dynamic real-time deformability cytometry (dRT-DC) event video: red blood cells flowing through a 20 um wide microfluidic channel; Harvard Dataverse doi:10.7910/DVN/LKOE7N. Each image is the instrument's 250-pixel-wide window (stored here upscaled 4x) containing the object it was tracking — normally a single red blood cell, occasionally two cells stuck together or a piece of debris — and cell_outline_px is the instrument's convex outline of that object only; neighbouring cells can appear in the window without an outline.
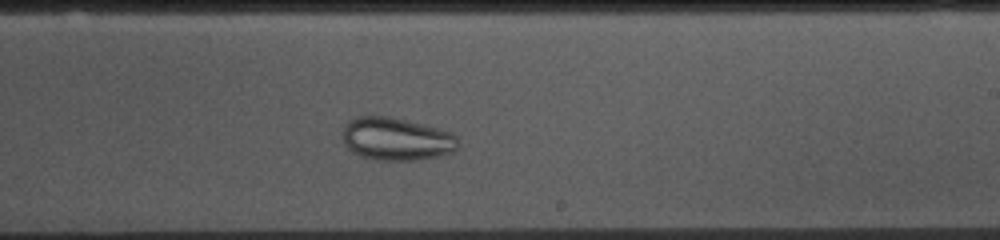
{"species": "common noctule bat (a hibernating species)", "species_latin": "Nyctalus noctula", "temperature_condition": "cold", "stored_images_in_passage": 42, "camera_frame_rate_fps": 3000, "um_per_image_px": 0.085, "animal": {"sex": "female", "body_mass_g": 10.0, "forearm_length_mm": 53.1}, "frame": {"image": 1, "passage_image": 27, "time_ms": 8.667, "image_size_px": [1000, 240], "cell_outline_px": [[456, 148], [452, 152], [440, 156], [416, 160], [376, 160], [360, 156], [352, 152], [344, 144], [344, 124], [348, 120], [356, 116], [388, 116], [424, 124], [452, 132], [456, 136]], "centroid_in_image_um": [33.67, 11.81], "position_along_channel_um": 255.3, "area_um2": 28.9}}
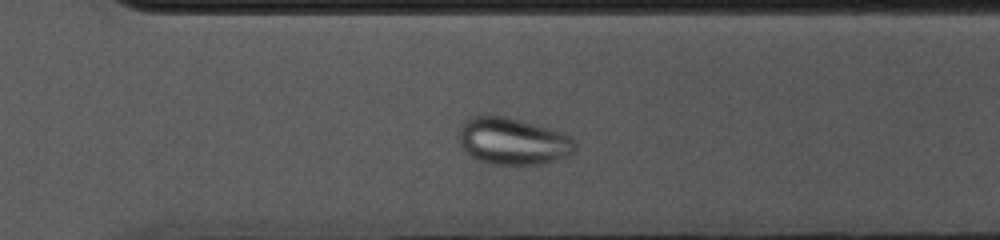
{"frame": {"image": 2, "passage_image": 33, "time_ms": 10.667, "image_size_px": [1000, 240], "cell_outline_px": [[576, 152], [568, 156], [556, 160], [540, 164], [496, 164], [480, 160], [472, 156], [460, 144], [456, 136], [464, 120], [472, 116], [508, 116], [564, 132], [572, 136], [576, 144]], "centroid_in_image_um": [43.63, 11.98], "position_along_channel_um": 327.0, "area_um2": 32.02}}
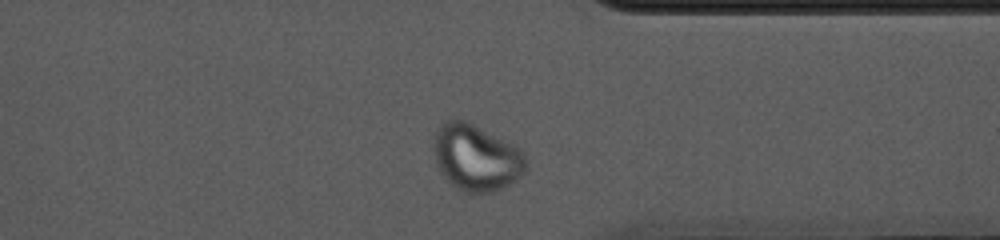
{"frame": {"image": 3, "passage_image": 37, "time_ms": 12.0, "image_size_px": [1000, 240], "cell_outline_px": [[528, 168], [520, 176], [508, 184], [492, 192], [464, 192], [456, 188], [444, 176], [436, 164], [432, 148], [432, 144], [436, 128], [444, 120], [468, 120], [512, 144], [524, 152], [528, 160]], "centroid_in_image_um": [40.46, 13.36], "position_along_channel_um": 370.9, "area_um2": 36.01}}